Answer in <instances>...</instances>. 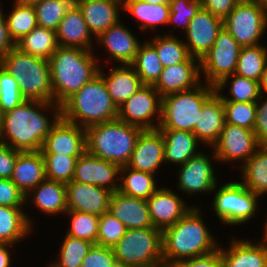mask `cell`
Wrapping results in <instances>:
<instances>
[{
	"label": "cell",
	"mask_w": 267,
	"mask_h": 267,
	"mask_svg": "<svg viewBox=\"0 0 267 267\" xmlns=\"http://www.w3.org/2000/svg\"><path fill=\"white\" fill-rule=\"evenodd\" d=\"M48 111L53 112L51 119ZM60 118L61 106L54 102L25 100L1 115L0 142L22 152L40 151Z\"/></svg>",
	"instance_id": "1"
},
{
	"label": "cell",
	"mask_w": 267,
	"mask_h": 267,
	"mask_svg": "<svg viewBox=\"0 0 267 267\" xmlns=\"http://www.w3.org/2000/svg\"><path fill=\"white\" fill-rule=\"evenodd\" d=\"M195 205L174 225L162 230V255L165 267L170 263L203 256L218 249L219 244Z\"/></svg>",
	"instance_id": "2"
},
{
	"label": "cell",
	"mask_w": 267,
	"mask_h": 267,
	"mask_svg": "<svg viewBox=\"0 0 267 267\" xmlns=\"http://www.w3.org/2000/svg\"><path fill=\"white\" fill-rule=\"evenodd\" d=\"M94 51L59 46L49 59L53 102L61 106L99 74V57ZM98 57V58H97Z\"/></svg>",
	"instance_id": "3"
},
{
	"label": "cell",
	"mask_w": 267,
	"mask_h": 267,
	"mask_svg": "<svg viewBox=\"0 0 267 267\" xmlns=\"http://www.w3.org/2000/svg\"><path fill=\"white\" fill-rule=\"evenodd\" d=\"M117 114L118 108L113 103L100 74L61 105V118L84 129L113 121L117 119Z\"/></svg>",
	"instance_id": "4"
},
{
	"label": "cell",
	"mask_w": 267,
	"mask_h": 267,
	"mask_svg": "<svg viewBox=\"0 0 267 267\" xmlns=\"http://www.w3.org/2000/svg\"><path fill=\"white\" fill-rule=\"evenodd\" d=\"M142 128L115 119L86 129L87 151L101 159L126 166Z\"/></svg>",
	"instance_id": "5"
},
{
	"label": "cell",
	"mask_w": 267,
	"mask_h": 267,
	"mask_svg": "<svg viewBox=\"0 0 267 267\" xmlns=\"http://www.w3.org/2000/svg\"><path fill=\"white\" fill-rule=\"evenodd\" d=\"M0 65L16 79L26 100L53 102L49 60L15 47L0 58Z\"/></svg>",
	"instance_id": "6"
},
{
	"label": "cell",
	"mask_w": 267,
	"mask_h": 267,
	"mask_svg": "<svg viewBox=\"0 0 267 267\" xmlns=\"http://www.w3.org/2000/svg\"><path fill=\"white\" fill-rule=\"evenodd\" d=\"M215 93V86L201 82L193 89L162 97L161 122L158 130L194 133L204 103Z\"/></svg>",
	"instance_id": "7"
},
{
	"label": "cell",
	"mask_w": 267,
	"mask_h": 267,
	"mask_svg": "<svg viewBox=\"0 0 267 267\" xmlns=\"http://www.w3.org/2000/svg\"><path fill=\"white\" fill-rule=\"evenodd\" d=\"M112 249L116 262L125 267L164 265L162 230L155 227L127 229Z\"/></svg>",
	"instance_id": "8"
},
{
	"label": "cell",
	"mask_w": 267,
	"mask_h": 267,
	"mask_svg": "<svg viewBox=\"0 0 267 267\" xmlns=\"http://www.w3.org/2000/svg\"><path fill=\"white\" fill-rule=\"evenodd\" d=\"M214 187L212 208L219 221L228 226H240L253 217L259 210L258 199L260 197L248 190L240 181H228L218 187ZM217 189V191H216Z\"/></svg>",
	"instance_id": "9"
},
{
	"label": "cell",
	"mask_w": 267,
	"mask_h": 267,
	"mask_svg": "<svg viewBox=\"0 0 267 267\" xmlns=\"http://www.w3.org/2000/svg\"><path fill=\"white\" fill-rule=\"evenodd\" d=\"M223 27L241 47L260 45L267 29V9L260 0H241L223 20Z\"/></svg>",
	"instance_id": "10"
},
{
	"label": "cell",
	"mask_w": 267,
	"mask_h": 267,
	"mask_svg": "<svg viewBox=\"0 0 267 267\" xmlns=\"http://www.w3.org/2000/svg\"><path fill=\"white\" fill-rule=\"evenodd\" d=\"M241 48L223 27L212 47L200 59V75L204 77L202 81L216 86L224 77L232 75L236 70Z\"/></svg>",
	"instance_id": "11"
},
{
	"label": "cell",
	"mask_w": 267,
	"mask_h": 267,
	"mask_svg": "<svg viewBox=\"0 0 267 267\" xmlns=\"http://www.w3.org/2000/svg\"><path fill=\"white\" fill-rule=\"evenodd\" d=\"M161 107L159 92L153 85H144L118 107L117 119L143 130H156L161 122Z\"/></svg>",
	"instance_id": "12"
},
{
	"label": "cell",
	"mask_w": 267,
	"mask_h": 267,
	"mask_svg": "<svg viewBox=\"0 0 267 267\" xmlns=\"http://www.w3.org/2000/svg\"><path fill=\"white\" fill-rule=\"evenodd\" d=\"M210 155L200 151L185 164L180 165L177 171L178 182L176 188L188 196H193L197 193H213L214 187L218 182L212 162L215 161L214 163H216L218 160L214 152Z\"/></svg>",
	"instance_id": "13"
},
{
	"label": "cell",
	"mask_w": 267,
	"mask_h": 267,
	"mask_svg": "<svg viewBox=\"0 0 267 267\" xmlns=\"http://www.w3.org/2000/svg\"><path fill=\"white\" fill-rule=\"evenodd\" d=\"M259 147L253 130L225 123L217 142L211 149L218 163L239 162L240 169Z\"/></svg>",
	"instance_id": "14"
},
{
	"label": "cell",
	"mask_w": 267,
	"mask_h": 267,
	"mask_svg": "<svg viewBox=\"0 0 267 267\" xmlns=\"http://www.w3.org/2000/svg\"><path fill=\"white\" fill-rule=\"evenodd\" d=\"M121 167L90 154L87 150L78 157L72 181L106 188L119 189Z\"/></svg>",
	"instance_id": "15"
},
{
	"label": "cell",
	"mask_w": 267,
	"mask_h": 267,
	"mask_svg": "<svg viewBox=\"0 0 267 267\" xmlns=\"http://www.w3.org/2000/svg\"><path fill=\"white\" fill-rule=\"evenodd\" d=\"M222 28V19L201 8L184 32L189 55L200 60L212 47Z\"/></svg>",
	"instance_id": "16"
},
{
	"label": "cell",
	"mask_w": 267,
	"mask_h": 267,
	"mask_svg": "<svg viewBox=\"0 0 267 267\" xmlns=\"http://www.w3.org/2000/svg\"><path fill=\"white\" fill-rule=\"evenodd\" d=\"M87 150L86 129L60 118L45 138L41 154L80 156Z\"/></svg>",
	"instance_id": "17"
},
{
	"label": "cell",
	"mask_w": 267,
	"mask_h": 267,
	"mask_svg": "<svg viewBox=\"0 0 267 267\" xmlns=\"http://www.w3.org/2000/svg\"><path fill=\"white\" fill-rule=\"evenodd\" d=\"M146 201L152 224L160 230L174 225L194 207L187 205L184 198L165 186L159 187Z\"/></svg>",
	"instance_id": "18"
},
{
	"label": "cell",
	"mask_w": 267,
	"mask_h": 267,
	"mask_svg": "<svg viewBox=\"0 0 267 267\" xmlns=\"http://www.w3.org/2000/svg\"><path fill=\"white\" fill-rule=\"evenodd\" d=\"M138 36L133 34L126 25L119 21L116 25L109 27L99 37L96 38L98 46L107 50L110 61H116L117 65H131L134 62L136 53L142 42L137 39ZM100 44V45H99Z\"/></svg>",
	"instance_id": "19"
},
{
	"label": "cell",
	"mask_w": 267,
	"mask_h": 267,
	"mask_svg": "<svg viewBox=\"0 0 267 267\" xmlns=\"http://www.w3.org/2000/svg\"><path fill=\"white\" fill-rule=\"evenodd\" d=\"M65 185L68 211H81L99 217L108 212L113 192L106 188L75 181Z\"/></svg>",
	"instance_id": "20"
},
{
	"label": "cell",
	"mask_w": 267,
	"mask_h": 267,
	"mask_svg": "<svg viewBox=\"0 0 267 267\" xmlns=\"http://www.w3.org/2000/svg\"><path fill=\"white\" fill-rule=\"evenodd\" d=\"M161 164L165 165L164 138L161 132L158 129L143 130L137 138L134 151L126 166L155 175Z\"/></svg>",
	"instance_id": "21"
},
{
	"label": "cell",
	"mask_w": 267,
	"mask_h": 267,
	"mask_svg": "<svg viewBox=\"0 0 267 267\" xmlns=\"http://www.w3.org/2000/svg\"><path fill=\"white\" fill-rule=\"evenodd\" d=\"M200 60L190 56L185 62L164 67L154 88L161 97L195 88L202 81Z\"/></svg>",
	"instance_id": "22"
},
{
	"label": "cell",
	"mask_w": 267,
	"mask_h": 267,
	"mask_svg": "<svg viewBox=\"0 0 267 267\" xmlns=\"http://www.w3.org/2000/svg\"><path fill=\"white\" fill-rule=\"evenodd\" d=\"M77 7L96 39L120 21L122 0H78Z\"/></svg>",
	"instance_id": "23"
},
{
	"label": "cell",
	"mask_w": 267,
	"mask_h": 267,
	"mask_svg": "<svg viewBox=\"0 0 267 267\" xmlns=\"http://www.w3.org/2000/svg\"><path fill=\"white\" fill-rule=\"evenodd\" d=\"M234 237L228 248L220 247L223 267H267V244Z\"/></svg>",
	"instance_id": "24"
},
{
	"label": "cell",
	"mask_w": 267,
	"mask_h": 267,
	"mask_svg": "<svg viewBox=\"0 0 267 267\" xmlns=\"http://www.w3.org/2000/svg\"><path fill=\"white\" fill-rule=\"evenodd\" d=\"M108 212L123 223L126 229L154 227L145 199L116 191L111 195Z\"/></svg>",
	"instance_id": "25"
},
{
	"label": "cell",
	"mask_w": 267,
	"mask_h": 267,
	"mask_svg": "<svg viewBox=\"0 0 267 267\" xmlns=\"http://www.w3.org/2000/svg\"><path fill=\"white\" fill-rule=\"evenodd\" d=\"M114 66V67H113ZM106 75L104 69L99 68V74L103 77L108 93L113 103L118 108L134 93L144 86L132 65H113Z\"/></svg>",
	"instance_id": "26"
},
{
	"label": "cell",
	"mask_w": 267,
	"mask_h": 267,
	"mask_svg": "<svg viewBox=\"0 0 267 267\" xmlns=\"http://www.w3.org/2000/svg\"><path fill=\"white\" fill-rule=\"evenodd\" d=\"M225 124L223 101L215 92L202 106L194 134L199 142L210 148L217 142Z\"/></svg>",
	"instance_id": "27"
},
{
	"label": "cell",
	"mask_w": 267,
	"mask_h": 267,
	"mask_svg": "<svg viewBox=\"0 0 267 267\" xmlns=\"http://www.w3.org/2000/svg\"><path fill=\"white\" fill-rule=\"evenodd\" d=\"M25 201L26 205L30 201L29 204H34L48 216L62 215L68 211L66 185L62 182L45 179L25 196Z\"/></svg>",
	"instance_id": "28"
},
{
	"label": "cell",
	"mask_w": 267,
	"mask_h": 267,
	"mask_svg": "<svg viewBox=\"0 0 267 267\" xmlns=\"http://www.w3.org/2000/svg\"><path fill=\"white\" fill-rule=\"evenodd\" d=\"M56 36L59 46L95 51L93 41L96 39H93L78 7L62 18L56 30Z\"/></svg>",
	"instance_id": "29"
},
{
	"label": "cell",
	"mask_w": 267,
	"mask_h": 267,
	"mask_svg": "<svg viewBox=\"0 0 267 267\" xmlns=\"http://www.w3.org/2000/svg\"><path fill=\"white\" fill-rule=\"evenodd\" d=\"M12 182L26 196L46 179L45 162L40 151L21 152L16 159Z\"/></svg>",
	"instance_id": "30"
},
{
	"label": "cell",
	"mask_w": 267,
	"mask_h": 267,
	"mask_svg": "<svg viewBox=\"0 0 267 267\" xmlns=\"http://www.w3.org/2000/svg\"><path fill=\"white\" fill-rule=\"evenodd\" d=\"M164 138L165 165L185 164L191 157L198 154V145H202L193 132L177 130H159ZM179 164V165H178Z\"/></svg>",
	"instance_id": "31"
},
{
	"label": "cell",
	"mask_w": 267,
	"mask_h": 267,
	"mask_svg": "<svg viewBox=\"0 0 267 267\" xmlns=\"http://www.w3.org/2000/svg\"><path fill=\"white\" fill-rule=\"evenodd\" d=\"M31 218L23 208L0 206V243L17 245L25 240L35 229Z\"/></svg>",
	"instance_id": "32"
},
{
	"label": "cell",
	"mask_w": 267,
	"mask_h": 267,
	"mask_svg": "<svg viewBox=\"0 0 267 267\" xmlns=\"http://www.w3.org/2000/svg\"><path fill=\"white\" fill-rule=\"evenodd\" d=\"M140 23V30H155L160 25L168 24L170 7L166 4H149L142 0H122V10Z\"/></svg>",
	"instance_id": "33"
},
{
	"label": "cell",
	"mask_w": 267,
	"mask_h": 267,
	"mask_svg": "<svg viewBox=\"0 0 267 267\" xmlns=\"http://www.w3.org/2000/svg\"><path fill=\"white\" fill-rule=\"evenodd\" d=\"M240 172V182L260 198L264 196L267 193V146H260L240 167Z\"/></svg>",
	"instance_id": "34"
},
{
	"label": "cell",
	"mask_w": 267,
	"mask_h": 267,
	"mask_svg": "<svg viewBox=\"0 0 267 267\" xmlns=\"http://www.w3.org/2000/svg\"><path fill=\"white\" fill-rule=\"evenodd\" d=\"M229 81L231 82L229 83ZM227 86L229 88L228 97L222 93L224 92L223 89L227 88ZM215 92L220 96L222 101L234 102H256L261 95L259 81L242 77L235 73L224 77L217 83Z\"/></svg>",
	"instance_id": "35"
},
{
	"label": "cell",
	"mask_w": 267,
	"mask_h": 267,
	"mask_svg": "<svg viewBox=\"0 0 267 267\" xmlns=\"http://www.w3.org/2000/svg\"><path fill=\"white\" fill-rule=\"evenodd\" d=\"M58 47L56 31L40 26L16 42L20 51L45 60H49Z\"/></svg>",
	"instance_id": "36"
},
{
	"label": "cell",
	"mask_w": 267,
	"mask_h": 267,
	"mask_svg": "<svg viewBox=\"0 0 267 267\" xmlns=\"http://www.w3.org/2000/svg\"><path fill=\"white\" fill-rule=\"evenodd\" d=\"M156 180L155 175L151 173L122 166L118 191L135 198L147 200L159 189Z\"/></svg>",
	"instance_id": "37"
},
{
	"label": "cell",
	"mask_w": 267,
	"mask_h": 267,
	"mask_svg": "<svg viewBox=\"0 0 267 267\" xmlns=\"http://www.w3.org/2000/svg\"><path fill=\"white\" fill-rule=\"evenodd\" d=\"M173 33L172 30L163 35L158 33L148 40L155 47L163 67L185 62L190 57L184 39L182 41Z\"/></svg>",
	"instance_id": "38"
},
{
	"label": "cell",
	"mask_w": 267,
	"mask_h": 267,
	"mask_svg": "<svg viewBox=\"0 0 267 267\" xmlns=\"http://www.w3.org/2000/svg\"><path fill=\"white\" fill-rule=\"evenodd\" d=\"M144 85H155L163 71V65L155 47L145 39L139 46L134 62L131 64Z\"/></svg>",
	"instance_id": "39"
},
{
	"label": "cell",
	"mask_w": 267,
	"mask_h": 267,
	"mask_svg": "<svg viewBox=\"0 0 267 267\" xmlns=\"http://www.w3.org/2000/svg\"><path fill=\"white\" fill-rule=\"evenodd\" d=\"M266 61V45L242 47L234 73L260 82Z\"/></svg>",
	"instance_id": "40"
},
{
	"label": "cell",
	"mask_w": 267,
	"mask_h": 267,
	"mask_svg": "<svg viewBox=\"0 0 267 267\" xmlns=\"http://www.w3.org/2000/svg\"><path fill=\"white\" fill-rule=\"evenodd\" d=\"M78 0H43L34 5L38 26L57 30L62 18L77 7Z\"/></svg>",
	"instance_id": "41"
},
{
	"label": "cell",
	"mask_w": 267,
	"mask_h": 267,
	"mask_svg": "<svg viewBox=\"0 0 267 267\" xmlns=\"http://www.w3.org/2000/svg\"><path fill=\"white\" fill-rule=\"evenodd\" d=\"M12 9L6 21L11 38L16 43L38 26L36 12L33 6L13 2Z\"/></svg>",
	"instance_id": "42"
},
{
	"label": "cell",
	"mask_w": 267,
	"mask_h": 267,
	"mask_svg": "<svg viewBox=\"0 0 267 267\" xmlns=\"http://www.w3.org/2000/svg\"><path fill=\"white\" fill-rule=\"evenodd\" d=\"M59 248V257L49 267H81L83 259L94 243L66 235Z\"/></svg>",
	"instance_id": "43"
},
{
	"label": "cell",
	"mask_w": 267,
	"mask_h": 267,
	"mask_svg": "<svg viewBox=\"0 0 267 267\" xmlns=\"http://www.w3.org/2000/svg\"><path fill=\"white\" fill-rule=\"evenodd\" d=\"M65 215H68V218L70 217L69 229L66 230L65 235L96 244L99 216L81 211H67Z\"/></svg>",
	"instance_id": "44"
},
{
	"label": "cell",
	"mask_w": 267,
	"mask_h": 267,
	"mask_svg": "<svg viewBox=\"0 0 267 267\" xmlns=\"http://www.w3.org/2000/svg\"><path fill=\"white\" fill-rule=\"evenodd\" d=\"M42 156L45 162L46 179L65 184L72 181L79 156L60 154H42Z\"/></svg>",
	"instance_id": "45"
},
{
	"label": "cell",
	"mask_w": 267,
	"mask_h": 267,
	"mask_svg": "<svg viewBox=\"0 0 267 267\" xmlns=\"http://www.w3.org/2000/svg\"><path fill=\"white\" fill-rule=\"evenodd\" d=\"M225 123L254 129L256 119V102L223 101Z\"/></svg>",
	"instance_id": "46"
},
{
	"label": "cell",
	"mask_w": 267,
	"mask_h": 267,
	"mask_svg": "<svg viewBox=\"0 0 267 267\" xmlns=\"http://www.w3.org/2000/svg\"><path fill=\"white\" fill-rule=\"evenodd\" d=\"M26 99L19 90L16 79L0 65V113L19 106Z\"/></svg>",
	"instance_id": "47"
},
{
	"label": "cell",
	"mask_w": 267,
	"mask_h": 267,
	"mask_svg": "<svg viewBox=\"0 0 267 267\" xmlns=\"http://www.w3.org/2000/svg\"><path fill=\"white\" fill-rule=\"evenodd\" d=\"M170 15L167 26L182 28L185 32L190 20L202 8L201 0H171L169 3Z\"/></svg>",
	"instance_id": "48"
},
{
	"label": "cell",
	"mask_w": 267,
	"mask_h": 267,
	"mask_svg": "<svg viewBox=\"0 0 267 267\" xmlns=\"http://www.w3.org/2000/svg\"><path fill=\"white\" fill-rule=\"evenodd\" d=\"M126 230L123 223L106 212L99 219L96 245L112 248L124 236Z\"/></svg>",
	"instance_id": "49"
},
{
	"label": "cell",
	"mask_w": 267,
	"mask_h": 267,
	"mask_svg": "<svg viewBox=\"0 0 267 267\" xmlns=\"http://www.w3.org/2000/svg\"><path fill=\"white\" fill-rule=\"evenodd\" d=\"M115 263L112 248L94 244L83 259L81 267H113Z\"/></svg>",
	"instance_id": "50"
},
{
	"label": "cell",
	"mask_w": 267,
	"mask_h": 267,
	"mask_svg": "<svg viewBox=\"0 0 267 267\" xmlns=\"http://www.w3.org/2000/svg\"><path fill=\"white\" fill-rule=\"evenodd\" d=\"M26 205L24 193L11 179H0V206L24 208Z\"/></svg>",
	"instance_id": "51"
},
{
	"label": "cell",
	"mask_w": 267,
	"mask_h": 267,
	"mask_svg": "<svg viewBox=\"0 0 267 267\" xmlns=\"http://www.w3.org/2000/svg\"><path fill=\"white\" fill-rule=\"evenodd\" d=\"M220 244L215 251L194 258L178 260L170 263L167 267H223Z\"/></svg>",
	"instance_id": "52"
},
{
	"label": "cell",
	"mask_w": 267,
	"mask_h": 267,
	"mask_svg": "<svg viewBox=\"0 0 267 267\" xmlns=\"http://www.w3.org/2000/svg\"><path fill=\"white\" fill-rule=\"evenodd\" d=\"M260 146H267V94L256 101V119L253 129Z\"/></svg>",
	"instance_id": "53"
},
{
	"label": "cell",
	"mask_w": 267,
	"mask_h": 267,
	"mask_svg": "<svg viewBox=\"0 0 267 267\" xmlns=\"http://www.w3.org/2000/svg\"><path fill=\"white\" fill-rule=\"evenodd\" d=\"M21 152L0 142V179L11 178L17 156Z\"/></svg>",
	"instance_id": "54"
},
{
	"label": "cell",
	"mask_w": 267,
	"mask_h": 267,
	"mask_svg": "<svg viewBox=\"0 0 267 267\" xmlns=\"http://www.w3.org/2000/svg\"><path fill=\"white\" fill-rule=\"evenodd\" d=\"M241 0H201V6L216 17L224 20Z\"/></svg>",
	"instance_id": "55"
},
{
	"label": "cell",
	"mask_w": 267,
	"mask_h": 267,
	"mask_svg": "<svg viewBox=\"0 0 267 267\" xmlns=\"http://www.w3.org/2000/svg\"><path fill=\"white\" fill-rule=\"evenodd\" d=\"M1 4L0 11V58L6 55L10 50L16 47V43L11 38L10 33L8 31V25L6 21V14L4 15Z\"/></svg>",
	"instance_id": "56"
},
{
	"label": "cell",
	"mask_w": 267,
	"mask_h": 267,
	"mask_svg": "<svg viewBox=\"0 0 267 267\" xmlns=\"http://www.w3.org/2000/svg\"><path fill=\"white\" fill-rule=\"evenodd\" d=\"M11 246L9 243H0V267H12Z\"/></svg>",
	"instance_id": "57"
},
{
	"label": "cell",
	"mask_w": 267,
	"mask_h": 267,
	"mask_svg": "<svg viewBox=\"0 0 267 267\" xmlns=\"http://www.w3.org/2000/svg\"><path fill=\"white\" fill-rule=\"evenodd\" d=\"M261 93L267 94V61L260 80Z\"/></svg>",
	"instance_id": "58"
},
{
	"label": "cell",
	"mask_w": 267,
	"mask_h": 267,
	"mask_svg": "<svg viewBox=\"0 0 267 267\" xmlns=\"http://www.w3.org/2000/svg\"><path fill=\"white\" fill-rule=\"evenodd\" d=\"M42 1L43 0H15V2H17L19 4L29 5V6H34V5H36Z\"/></svg>",
	"instance_id": "59"
},
{
	"label": "cell",
	"mask_w": 267,
	"mask_h": 267,
	"mask_svg": "<svg viewBox=\"0 0 267 267\" xmlns=\"http://www.w3.org/2000/svg\"><path fill=\"white\" fill-rule=\"evenodd\" d=\"M148 2L149 4H166L169 5L171 0H142Z\"/></svg>",
	"instance_id": "60"
},
{
	"label": "cell",
	"mask_w": 267,
	"mask_h": 267,
	"mask_svg": "<svg viewBox=\"0 0 267 267\" xmlns=\"http://www.w3.org/2000/svg\"><path fill=\"white\" fill-rule=\"evenodd\" d=\"M264 227H262L263 228V239L261 240V242H263L264 244H267V220H265V222H264V225H263Z\"/></svg>",
	"instance_id": "61"
},
{
	"label": "cell",
	"mask_w": 267,
	"mask_h": 267,
	"mask_svg": "<svg viewBox=\"0 0 267 267\" xmlns=\"http://www.w3.org/2000/svg\"><path fill=\"white\" fill-rule=\"evenodd\" d=\"M113 267H125V266L116 262ZM149 267H165V265H155V266H149Z\"/></svg>",
	"instance_id": "62"
},
{
	"label": "cell",
	"mask_w": 267,
	"mask_h": 267,
	"mask_svg": "<svg viewBox=\"0 0 267 267\" xmlns=\"http://www.w3.org/2000/svg\"><path fill=\"white\" fill-rule=\"evenodd\" d=\"M261 1V3L266 7V9H267V0H260Z\"/></svg>",
	"instance_id": "63"
}]
</instances>
